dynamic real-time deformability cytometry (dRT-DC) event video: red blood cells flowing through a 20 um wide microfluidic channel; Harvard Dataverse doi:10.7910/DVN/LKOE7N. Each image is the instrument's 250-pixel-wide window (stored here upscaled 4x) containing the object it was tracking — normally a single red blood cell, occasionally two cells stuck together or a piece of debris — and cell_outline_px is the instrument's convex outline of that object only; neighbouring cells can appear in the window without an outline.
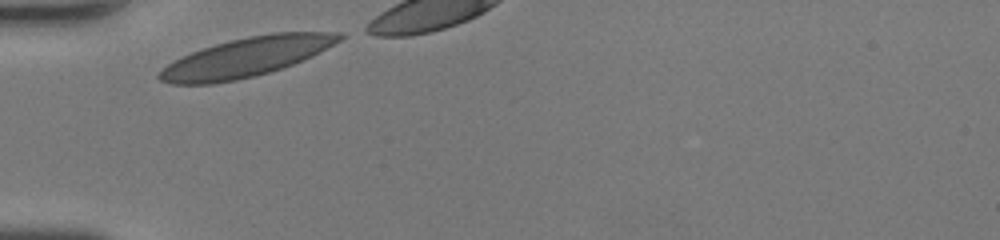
{"species": "human", "species_latin": "Homo sapiens", "temperature_condition": "room temperature", "stored_images_in_passage": 7, "camera_frame_rate_fps": 3000, "um_per_image_px": 0.085, "donor": {"sex": "female"}, "frame": {"image": 1, "passage_image": 1, "time_ms": 0.0, "image_size_px": [1000, 240], "cell_outline_px": [[348, 36], [312, 56], [292, 64], [268, 72], [236, 80], [212, 84], [172, 84], [160, 80], [156, 76], [168, 64], [192, 52], [216, 44], [248, 36], [272, 32], [344, 32]], "centroid_in_image_um": [20.98, 4.85], "position_along_channel_um": 64.0, "area_um2": 40.63}}
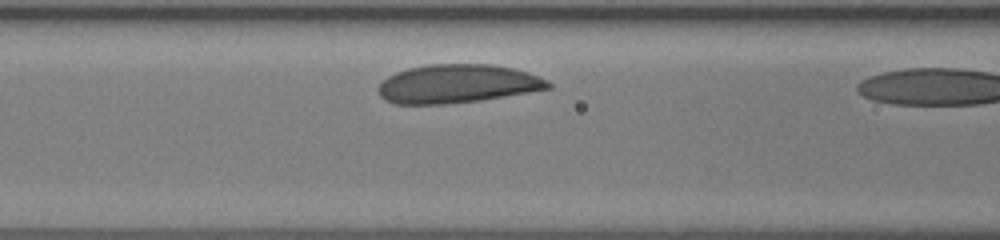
{"frame": {"image": 2, "passage_image": 6, "time_ms": 1.667, "image_size_px": [1000, 240], "cell_outline_px": [[552, 88], [480, 100], [448, 104], [396, 104], [384, 100], [380, 96], [380, 84], [388, 76], [396, 72], [408, 68], [428, 64], [492, 64], [512, 68], [528, 72], [540, 76], [548, 80], [552, 84]], "centroid_in_image_um": [38.9, 7.12], "position_along_channel_um": 127.7, "area_um2": 38.21}}